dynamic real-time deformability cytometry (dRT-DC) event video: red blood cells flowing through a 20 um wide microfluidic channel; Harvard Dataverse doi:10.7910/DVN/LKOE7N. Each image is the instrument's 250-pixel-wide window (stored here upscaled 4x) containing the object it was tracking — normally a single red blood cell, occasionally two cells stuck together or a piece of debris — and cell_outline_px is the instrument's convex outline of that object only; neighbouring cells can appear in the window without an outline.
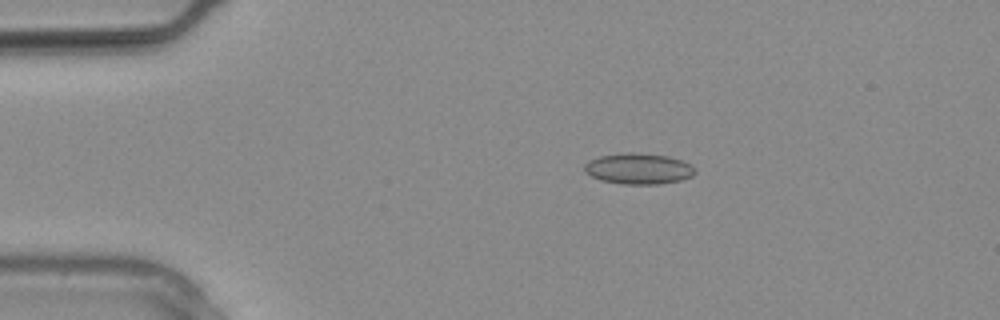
{"species": "common noctule bat (a hibernating species)", "species_latin": "Nyctalus noctula", "temperature_condition": "warm", "stored_images_in_passage": 12, "camera_frame_rate_fps": 3000, "um_per_image_px": 0.085, "animal": {"sex": "male", "body_mass_g": 20.4}, "frame": {"image": 1, "passage_image": 1, "time_ms": 0.0, "image_size_px": [1000, 320], "cell_outline_px": [[696, 172], [692, 176], [680, 180], [660, 184], [620, 184], [600, 180], [584, 172], [584, 164], [588, 160], [600, 156], [624, 152], [636, 152], [668, 156], [692, 164]], "centroid_in_image_um": [54.25, 14.33], "position_along_channel_um": 30.7, "area_um2": 20.11}}
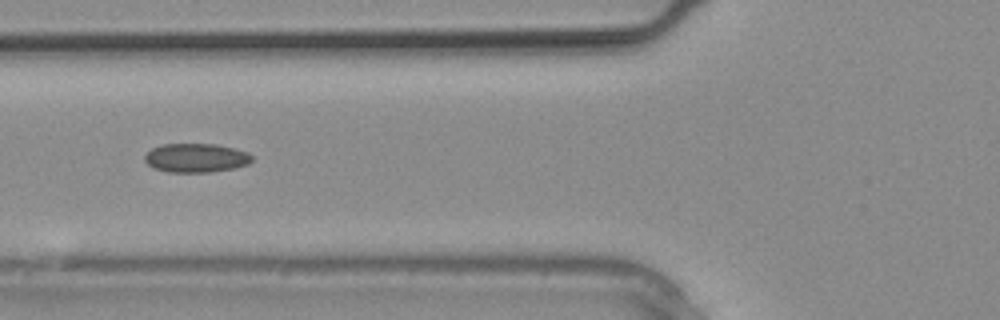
{"frame": {"image": 2, "passage_image": 6, "time_ms": 1.667, "image_size_px": [1000, 320], "cell_outline_px": [[252, 160], [248, 164], [232, 168], [208, 172], [168, 172], [156, 168], [148, 164], [144, 160], [144, 156], [152, 148], [164, 144], [216, 144], [248, 152], [252, 156]], "centroid_in_image_um": [16.65, 13.41], "position_along_channel_um": 109.1, "area_um2": 17.86}}